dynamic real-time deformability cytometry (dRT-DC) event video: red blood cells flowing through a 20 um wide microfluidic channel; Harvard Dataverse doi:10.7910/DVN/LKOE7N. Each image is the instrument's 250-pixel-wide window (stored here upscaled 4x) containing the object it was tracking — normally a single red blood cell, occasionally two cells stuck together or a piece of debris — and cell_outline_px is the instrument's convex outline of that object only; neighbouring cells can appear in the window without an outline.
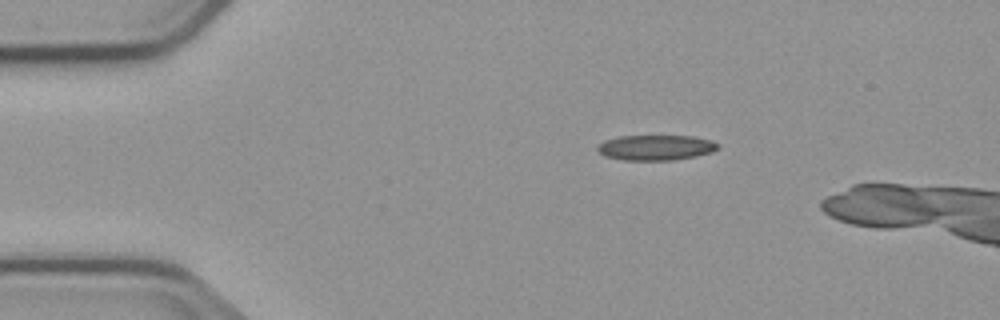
{"species": "common noctule bat (a hibernating species)", "species_latin": "Nyctalus noctula", "temperature_condition": "cold", "stored_images_in_passage": 7, "camera_frame_rate_fps": 3000, "um_per_image_px": 0.085, "animal": {"sex": "male", "body_mass_g": 23.1, "forearm_length_mm": 52.7}, "frame": {"image": 1, "passage_image": 1, "time_ms": 0.0, "image_size_px": [1000, 320], "cell_outline_px": [[720, 148], [712, 152], [696, 156], [672, 160], [624, 160], [604, 156], [596, 148], [604, 140], [616, 136], [692, 136], [712, 140], [720, 144]], "centroid_in_image_um": [55.77, 12.54], "position_along_channel_um": 29.2, "area_um2": 17.86}}
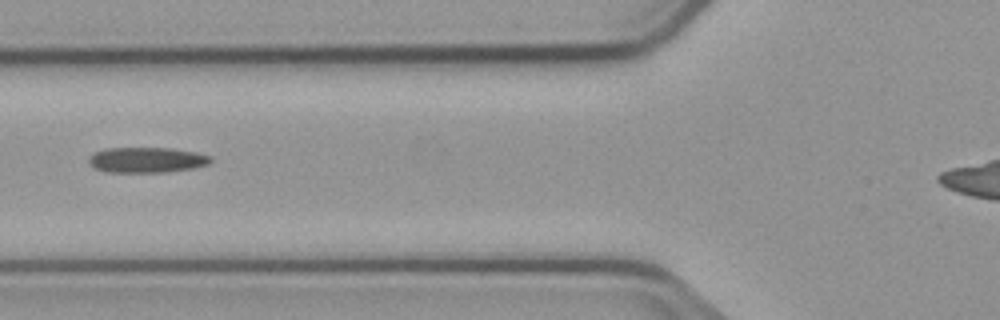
{"frame": {"image": 2, "passage_image": 4, "time_ms": 3.667, "image_size_px": [1000, 320], "cell_outline_px": [[212, 160], [208, 164], [196, 168], [168, 172], [108, 172], [96, 168], [88, 160], [96, 152], [104, 148], [172, 148], [196, 152], [212, 156]], "centroid_in_image_um": [12.55, 13.59], "position_along_channel_um": 113.2, "area_um2": 18.03}}
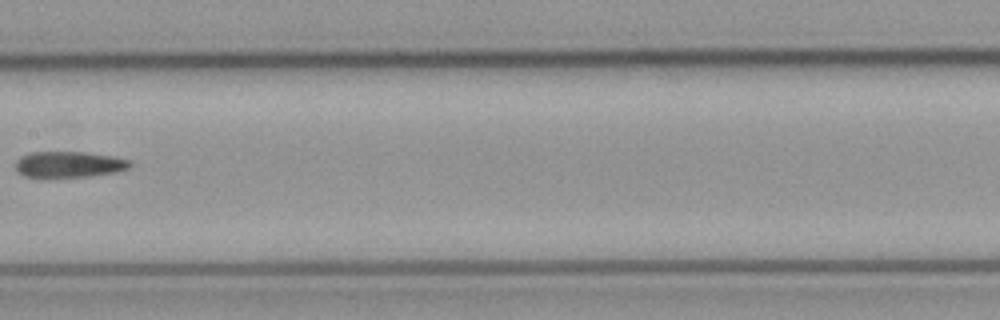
{"frame": {"image": 3, "passage_image": 6, "time_ms": 6.0, "image_size_px": [1000, 320], "cell_outline_px": [[132, 164], [128, 168], [116, 172], [88, 176], [24, 176], [16, 172], [16, 160], [20, 156], [32, 152], [84, 152], [112, 156], [128, 160]], "centroid_in_image_um": [5.84, 13.96], "position_along_channel_um": 201.6, "area_um2": 17.05}}